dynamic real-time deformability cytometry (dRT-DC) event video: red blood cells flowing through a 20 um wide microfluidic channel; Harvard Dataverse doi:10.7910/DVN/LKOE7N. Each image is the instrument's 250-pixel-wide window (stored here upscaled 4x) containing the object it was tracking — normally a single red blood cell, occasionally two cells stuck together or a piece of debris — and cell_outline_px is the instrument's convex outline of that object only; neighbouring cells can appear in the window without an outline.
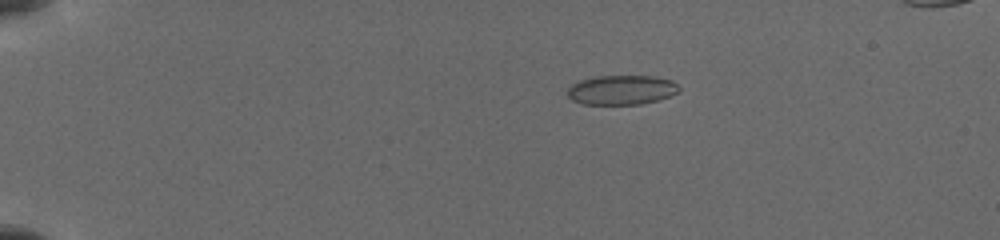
{"species": "common noctule bat (a hibernating species)", "species_latin": "Nyctalus noctula", "temperature_condition": "cold", "stored_images_in_passage": 61, "camera_frame_rate_fps": 3000, "um_per_image_px": 0.085, "animal": {"sex": "female", "body_mass_g": 19.5, "forearm_length_mm": 54.1}, "frame": {"image": 1, "passage_image": 1, "time_ms": 0.0, "image_size_px": [1000, 240], "cell_outline_px": [[680, 92], [656, 100], [640, 104], [580, 104], [572, 100], [568, 96], [568, 88], [572, 84], [580, 80], [592, 76], [656, 76], [672, 80], [680, 88]], "centroid_in_image_um": [52.82, 7.63], "position_along_channel_um": 32.2, "area_um2": 19.25}}
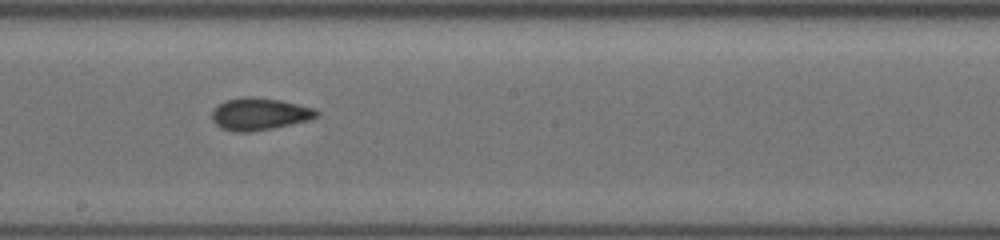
{"frame": {"image": 2, "passage_image": 33, "time_ms": 7.0, "image_size_px": [1000, 240], "cell_outline_px": [[320, 116], [308, 120], [272, 128], [248, 132], [236, 132], [220, 128], [212, 120], [212, 108], [224, 100], [248, 96], [252, 96], [280, 100], [316, 108], [320, 112]], "centroid_in_image_um": [22.05, 9.68], "position_along_channel_um": 226.2, "area_um2": 19.83}}
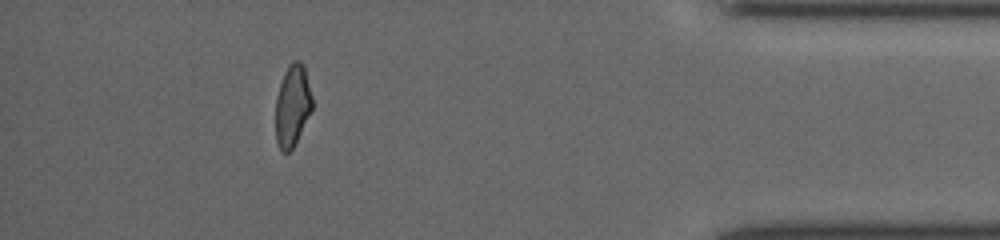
{"frame": {"image": 3, "passage_image": 52, "time_ms": 12.667, "image_size_px": [1000, 240], "cell_outline_px": [[312, 108], [292, 148], [288, 152], [280, 152], [276, 140], [276, 96], [284, 72], [288, 64], [292, 60], [300, 60], [304, 64], [312, 96]], "centroid_in_image_um": [24.84, 8.92], "position_along_channel_um": 410.4, "area_um2": 17.34}}